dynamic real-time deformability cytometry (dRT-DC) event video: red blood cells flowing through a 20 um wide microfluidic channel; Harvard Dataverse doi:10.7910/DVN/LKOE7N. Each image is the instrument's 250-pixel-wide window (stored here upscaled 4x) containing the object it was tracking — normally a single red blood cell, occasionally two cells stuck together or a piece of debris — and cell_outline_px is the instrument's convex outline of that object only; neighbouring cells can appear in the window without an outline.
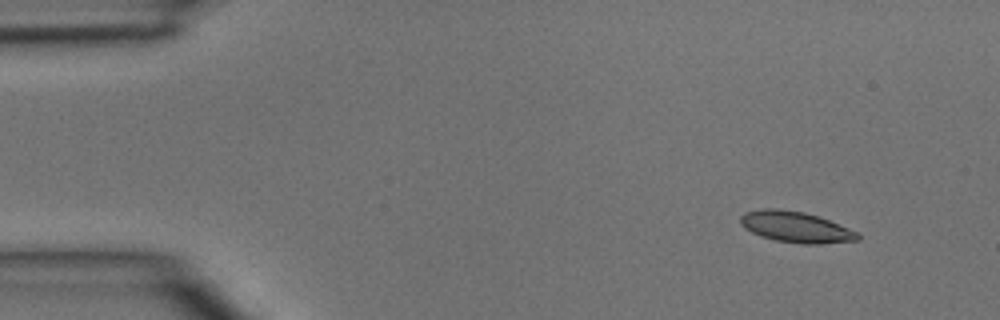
{"species": "common noctule bat (a hibernating species)", "species_latin": "Nyctalus noctula", "temperature_condition": "room temperature", "stored_images_in_passage": 3, "camera_frame_rate_fps": 3000, "um_per_image_px": 0.085, "animal": {"sex": "male", "body_mass_g": 15.6}, "frame": {"image": 1, "passage_image": 1, "time_ms": 0.0, "image_size_px": [1000, 320], "cell_outline_px": [[860, 240], [820, 244], [804, 244], [776, 240], [760, 236], [744, 228], [740, 224], [740, 216], [744, 212], [764, 208], [776, 208], [804, 212], [820, 216], [860, 232]], "centroid_in_image_um": [67.67, 19.29], "position_along_channel_um": 17.3, "area_um2": 21.44}}
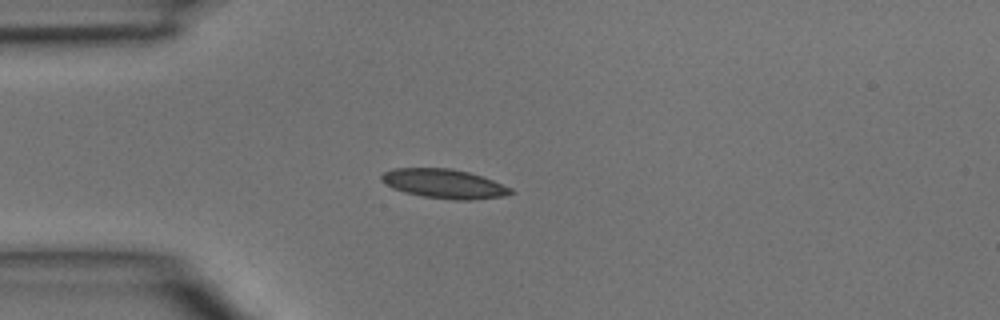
{"frame": {"image": 2, "passage_image": 3, "time_ms": 0.667, "image_size_px": [1000, 320], "cell_outline_px": [[516, 192], [504, 196], [472, 200], [452, 200], [424, 196], [404, 192], [392, 188], [380, 180], [380, 176], [384, 172], [392, 168], [452, 168], [468, 172], [492, 180], [512, 188]], "centroid_in_image_um": [37.74, 15.62], "position_along_channel_um": 47.3, "area_um2": 22.08}}